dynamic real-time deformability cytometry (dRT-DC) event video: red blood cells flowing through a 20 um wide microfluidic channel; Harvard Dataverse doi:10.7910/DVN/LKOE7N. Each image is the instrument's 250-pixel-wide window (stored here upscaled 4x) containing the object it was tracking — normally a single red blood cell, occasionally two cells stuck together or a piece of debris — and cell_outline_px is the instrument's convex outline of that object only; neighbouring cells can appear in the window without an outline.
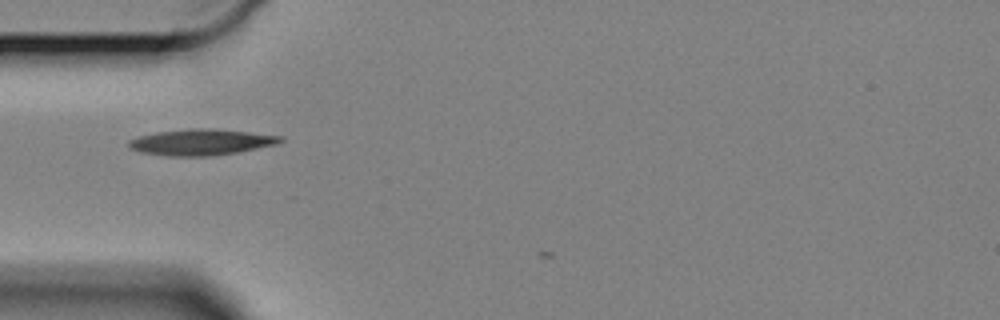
{"species": "Egyptian fruit bat (a non-hibernating species)", "species_latin": "Rousettus aegyptiacus", "temperature_condition": "cold", "stored_images_in_passage": 7, "camera_frame_rate_fps": 3000, "um_per_image_px": 0.085, "animal": {"sex": "female"}, "frame": {"image": 1, "passage_image": 5, "time_ms": 1.333, "image_size_px": [1000, 320], "cell_outline_px": [[284, 140], [276, 144], [216, 156], [168, 156], [144, 152], [132, 148], [128, 144], [128, 140], [140, 136], [156, 132], [188, 128], [216, 128], [284, 136]], "centroid_in_image_um": [17.14, 12.07], "position_along_channel_um": 67.9, "area_um2": 23.0}}